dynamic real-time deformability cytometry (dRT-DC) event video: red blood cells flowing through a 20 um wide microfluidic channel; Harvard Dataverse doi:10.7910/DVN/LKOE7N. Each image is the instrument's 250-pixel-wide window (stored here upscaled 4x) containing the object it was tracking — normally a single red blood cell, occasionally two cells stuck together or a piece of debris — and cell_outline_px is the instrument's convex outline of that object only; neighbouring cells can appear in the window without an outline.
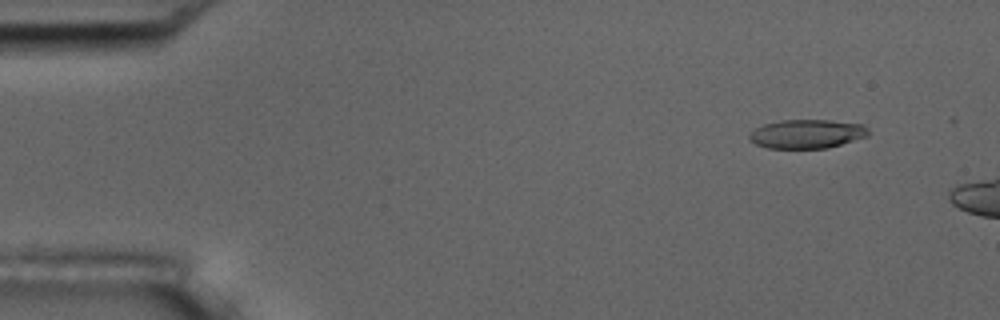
{"species": "common noctule bat (a hibernating species)", "species_latin": "Nyctalus noctula", "temperature_condition": "room temperature", "stored_images_in_passage": 11, "camera_frame_rate_fps": 3000, "um_per_image_px": 0.085, "animal": {"sex": "male", "body_mass_g": 17.5, "forearm_length_mm": 52.3}, "frame": {"image": 1, "passage_image": 5, "time_ms": 1.333, "image_size_px": [1000, 320], "cell_outline_px": [[868, 136], [828, 148], [768, 148], [756, 144], [748, 140], [748, 136], [756, 128], [764, 124], [780, 120], [832, 120], [864, 124], [868, 128]], "centroid_in_image_um": [68.6, 11.38], "position_along_channel_um": 16.4, "area_um2": 20.11}}